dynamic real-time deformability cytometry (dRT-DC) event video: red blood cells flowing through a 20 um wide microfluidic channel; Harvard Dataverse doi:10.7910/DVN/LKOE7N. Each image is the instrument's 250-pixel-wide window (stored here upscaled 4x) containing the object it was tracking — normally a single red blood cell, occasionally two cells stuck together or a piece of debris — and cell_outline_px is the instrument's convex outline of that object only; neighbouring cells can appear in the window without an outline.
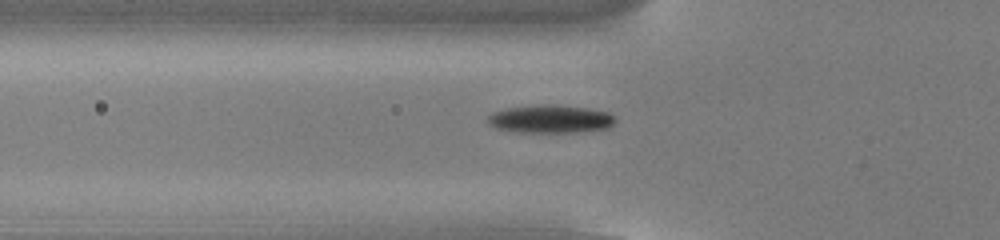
{"species": "common noctule bat (a hibernating species)", "species_latin": "Nyctalus noctula", "temperature_condition": "cold", "stored_images_in_passage": 54, "camera_frame_rate_fps": 3000, "um_per_image_px": 0.085, "animal": {"sex": "male", "body_mass_g": 13.0, "forearm_length_mm": 53.1}, "frame": {"image": 1, "passage_image": 19, "time_ms": 6.0, "image_size_px": [1000, 240], "cell_outline_px": [[616, 120], [608, 128], [576, 132], [516, 132], [496, 128], [488, 124], [488, 116], [492, 112], [508, 108], [548, 104], [588, 108], [608, 112]], "centroid_in_image_um": [46.77, 10.12], "position_along_channel_um": 79.0, "area_um2": 20.63}}
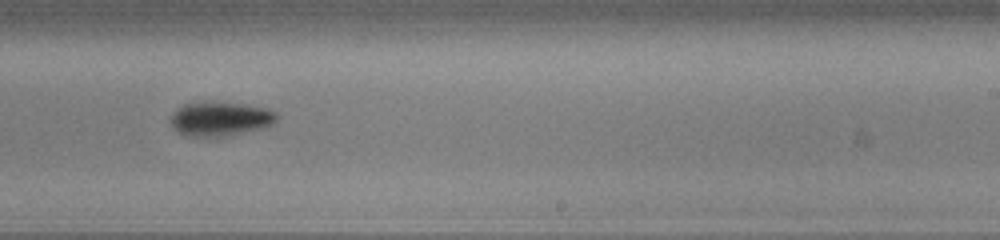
{"frame": {"image": 2, "passage_image": 34, "time_ms": 11.0, "image_size_px": [1000, 240], "cell_outline_px": [[280, 116], [272, 124], [264, 128], [228, 136], [188, 136], [176, 132], [172, 128], [172, 116], [176, 108], [184, 104], [244, 104], [268, 108], [276, 112]], "centroid_in_image_um": [18.77, 10.14], "position_along_channel_um": 270.2, "area_um2": 20.75}}
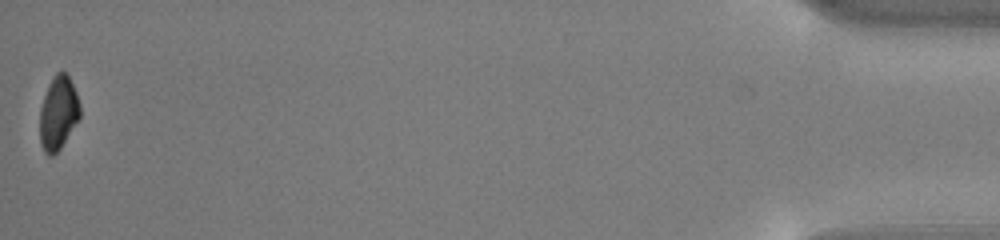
{"frame": {"image": 3, "passage_image": 54, "time_ms": 17.667, "image_size_px": [1000, 240], "cell_outline_px": [[80, 116], [60, 148], [52, 156], [48, 156], [44, 152], [40, 144], [40, 108], [48, 84], [52, 76], [56, 72], [64, 72], [68, 76], [76, 92], [80, 104]], "centroid_in_image_um": [4.93, 9.6], "position_along_channel_um": 430.3, "area_um2": 17.11}, "authors_computed_cell_mechanics": {"area_um2": 18.8428, "velocity_mm_per_s": 3.8267, "shape_relaxation_time_tau1_ms": 1.8852, "shape_relaxation_time_tau2_ms": null, "deformation_change_tau1": 0.1079, "deformation_change_tau2": null}}